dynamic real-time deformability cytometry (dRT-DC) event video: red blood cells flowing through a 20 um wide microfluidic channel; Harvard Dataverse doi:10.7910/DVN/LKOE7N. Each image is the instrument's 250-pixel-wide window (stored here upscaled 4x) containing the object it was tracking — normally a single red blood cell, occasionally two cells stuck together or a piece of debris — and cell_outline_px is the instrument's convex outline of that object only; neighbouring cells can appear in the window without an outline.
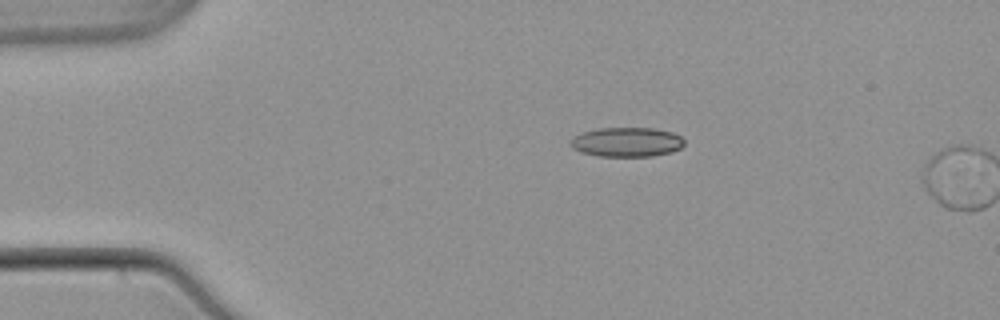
{"species": "common noctule bat (a hibernating species)", "species_latin": "Nyctalus noctula", "temperature_condition": "warm", "stored_images_in_passage": 3, "segment_of_instrument_passage": [1, 2], "camera_frame_rate_fps": 3000, "um_per_image_px": 0.085, "animal": {"sex": "male", "body_mass_g": 21.5, "forearm_length_mm": 52.0}, "frame": {"image": 1, "passage_image": 1, "time_ms": 0.0, "image_size_px": [1000, 320], "cell_outline_px": [[684, 144], [680, 148], [672, 152], [652, 156], [600, 156], [580, 152], [572, 148], [568, 144], [568, 140], [572, 136], [596, 128], [652, 128], [672, 132], [680, 136], [684, 140]], "centroid_in_image_um": [53.22, 12.07], "position_along_channel_um": 31.8, "area_um2": 19.71}}